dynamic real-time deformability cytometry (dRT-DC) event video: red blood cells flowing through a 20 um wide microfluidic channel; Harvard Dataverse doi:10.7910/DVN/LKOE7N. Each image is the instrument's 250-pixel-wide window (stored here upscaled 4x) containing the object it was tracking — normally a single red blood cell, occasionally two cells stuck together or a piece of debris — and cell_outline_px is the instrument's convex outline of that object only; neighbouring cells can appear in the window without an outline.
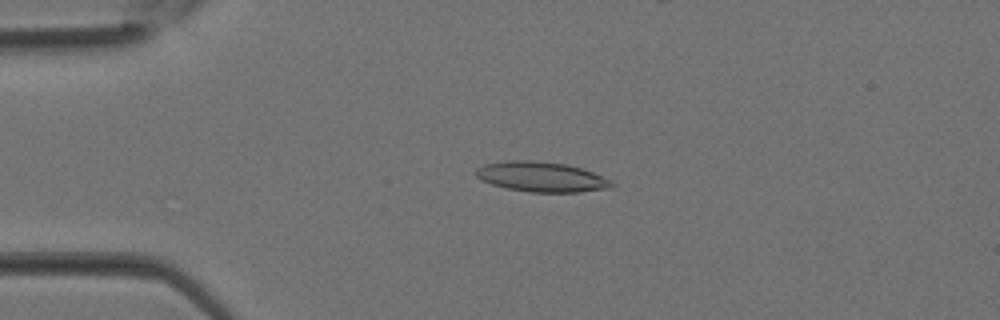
{"species": "Egyptian fruit bat (a non-hibernating species)", "species_latin": "Rousettus aegyptiacus", "temperature_condition": "room temperature", "stored_images_in_passage": 33, "camera_frame_rate_fps": 3000, "um_per_image_px": 0.085, "animal": {"sex": "female"}, "frame": {"image": 1, "passage_image": 6, "time_ms": 1.667, "image_size_px": [1000, 320], "cell_outline_px": [[616, 184], [612, 188], [576, 192], [528, 192], [508, 188], [492, 184], [480, 180], [476, 176], [476, 168], [484, 164], [508, 160], [532, 160], [564, 164], [580, 168], [592, 172], [612, 180]], "centroid_in_image_um": [46.02, 15.03], "position_along_channel_um": 39.0, "area_um2": 23.76}}
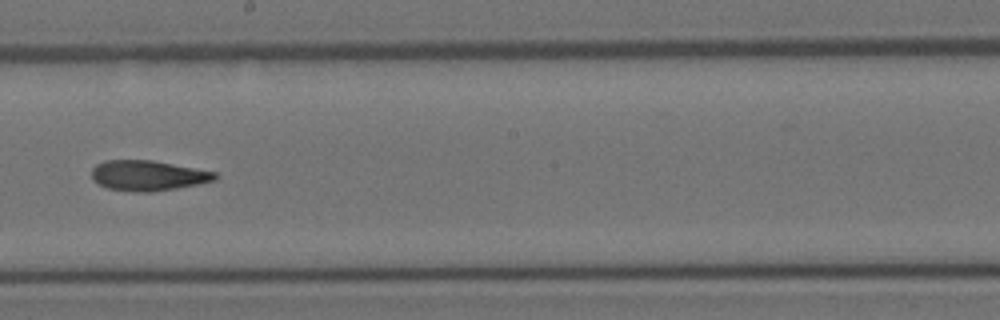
{"frame": {"image": 2, "passage_image": 18, "time_ms": 5.667, "image_size_px": [1000, 320], "cell_outline_px": [[220, 176], [216, 180], [176, 188], [152, 192], [136, 192], [108, 188], [92, 180], [92, 168], [96, 164], [104, 160], [152, 160], [216, 172]], "centroid_in_image_um": [12.57, 14.91], "position_along_channel_um": 235.6, "area_um2": 21.73}}
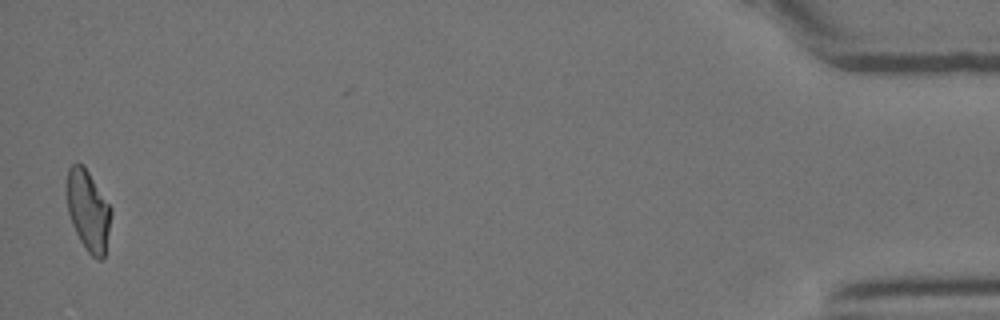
{"frame": {"image": 3, "passage_image": 33, "time_ms": 10.667, "image_size_px": [1000, 320], "cell_outline_px": [[112, 212], [104, 256], [100, 260], [96, 260], [84, 248], [72, 224], [68, 212], [68, 168], [72, 164], [80, 164], [88, 172], [112, 208]], "centroid_in_image_um": [7.52, 17.95], "position_along_channel_um": 427.7, "area_um2": 20.35}}